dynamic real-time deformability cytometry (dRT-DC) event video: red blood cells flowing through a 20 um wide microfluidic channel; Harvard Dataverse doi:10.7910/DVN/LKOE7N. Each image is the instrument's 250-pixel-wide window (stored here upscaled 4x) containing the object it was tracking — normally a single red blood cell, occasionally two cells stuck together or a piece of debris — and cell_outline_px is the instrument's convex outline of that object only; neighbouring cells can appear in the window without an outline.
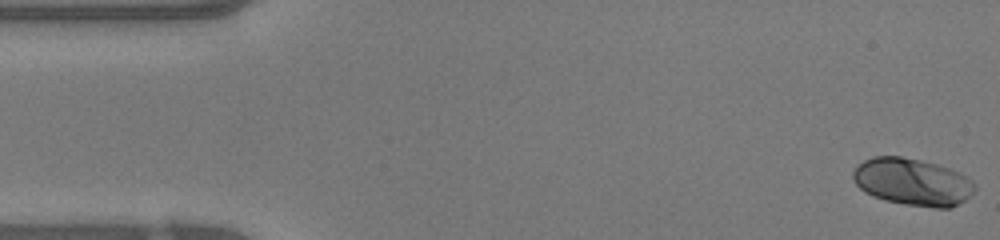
{"species": "human", "species_latin": "Homo sapiens", "temperature_condition": "warm", "stored_images_in_passage": 48, "camera_frame_rate_fps": 3000, "um_per_image_px": 0.085, "donor": {"sex": "female"}, "frame": {"image": 1, "passage_image": 1, "time_ms": 0.0, "image_size_px": [1000, 240], "cell_outline_px": [[976, 188], [964, 200], [952, 208], [936, 208], [904, 204], [884, 200], [872, 196], [864, 192], [852, 180], [852, 172], [864, 160], [872, 156], [900, 156], [920, 160], [936, 164], [960, 172], [972, 180], [976, 184]], "centroid_in_image_um": [77.55, 15.47], "position_along_channel_um": 7.4, "area_um2": 33.58}}
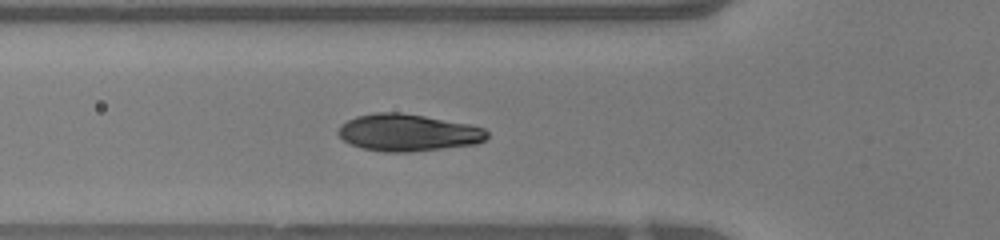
{"frame": {"image": 2, "passage_image": 16, "time_ms": 5.0, "image_size_px": [1000, 240], "cell_outline_px": [[488, 136], [484, 140], [476, 144], [408, 152], [384, 152], [360, 148], [348, 144], [336, 132], [340, 124], [356, 116], [376, 112], [400, 112], [424, 116], [468, 124], [484, 128], [488, 132]], "centroid_in_image_um": [34.62, 11.27], "position_along_channel_um": 91.2, "area_um2": 32.19}}
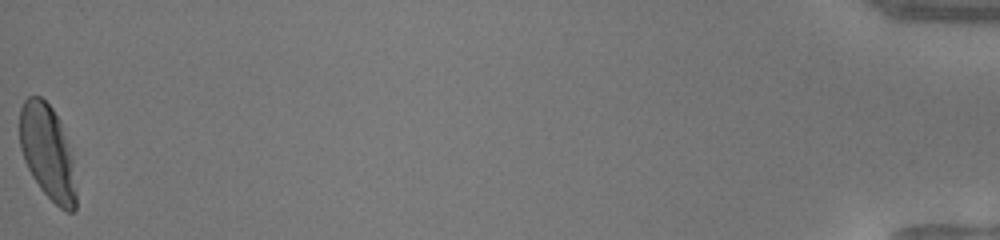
{"frame": {"image": 3, "passage_image": 48, "time_ms": 15.667, "image_size_px": [1000, 240], "cell_outline_px": [[76, 208], [72, 212], [64, 212], [40, 188], [32, 176], [24, 160], [20, 148], [20, 108], [24, 100], [28, 96], [40, 96], [52, 108], [60, 120], [72, 156], [76, 188]], "centroid_in_image_um": [4.05, 12.94], "position_along_channel_um": 431.2, "area_um2": 31.15}, "authors_computed_cell_mechanics": {"area_um2": 31.8189, "velocity_mm_per_s": 4.2244, "shape_relaxation_time_tau1_ms": 2.5106, "shape_relaxation_time_tau2_ms": null, "deformation_change_tau1": 0.1988, "deformation_change_tau2": null}}